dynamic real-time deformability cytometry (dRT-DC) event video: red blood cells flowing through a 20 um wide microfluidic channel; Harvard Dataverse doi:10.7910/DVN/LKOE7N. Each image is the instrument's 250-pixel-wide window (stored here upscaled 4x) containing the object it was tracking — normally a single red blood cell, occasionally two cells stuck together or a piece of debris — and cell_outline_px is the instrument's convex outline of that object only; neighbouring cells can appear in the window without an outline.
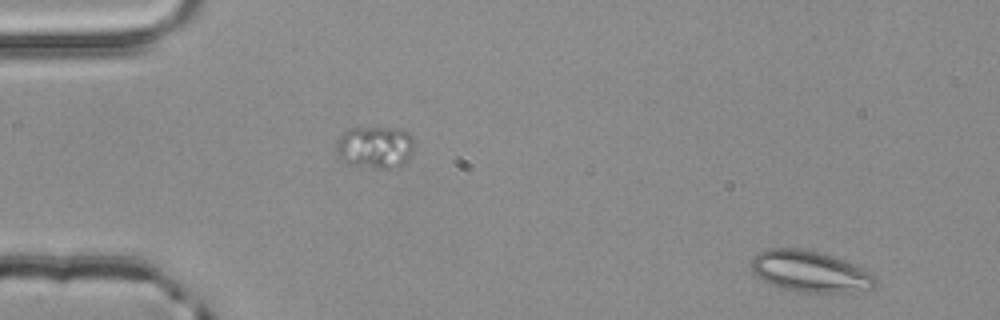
{"species": "common noctule bat (a hibernating species)", "species_latin": "Nyctalus noctula", "temperature_condition": "room temperature", "stored_images_in_passage": 4, "segment_of_instrument_passage": [2, 2], "camera_frame_rate_fps": 3000, "um_per_image_px": 0.085, "animal": {"sex": "male", "body_mass_g": 20.4}, "frame": {"image": 1, "passage_image": 4, "time_ms": 1.0, "image_size_px": [1000, 320], "cell_outline_px": [[876, 284], [872, 288], [852, 292], [796, 292], [772, 284], [756, 276], [752, 272], [752, 256], [768, 248], [804, 248], [820, 252], [844, 260], [876, 276]], "centroid_in_image_um": [68.83, 23.06], "position_along_channel_um": 16.2, "area_um2": 29.65}}